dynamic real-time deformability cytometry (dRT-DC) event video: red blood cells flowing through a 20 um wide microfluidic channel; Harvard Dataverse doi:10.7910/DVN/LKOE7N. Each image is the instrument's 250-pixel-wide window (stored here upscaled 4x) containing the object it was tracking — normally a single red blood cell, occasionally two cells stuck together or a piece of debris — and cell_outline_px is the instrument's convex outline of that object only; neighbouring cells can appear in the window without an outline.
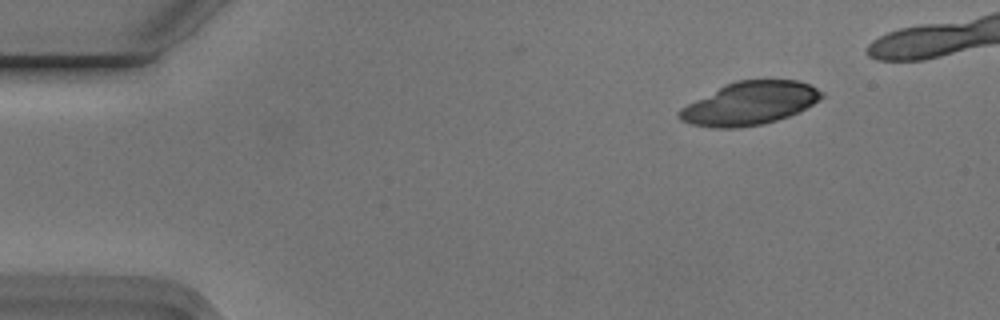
{"species": "Egyptian fruit bat (a non-hibernating species)", "species_latin": "Rousettus aegyptiacus", "temperature_condition": "cold", "stored_images_in_passage": 7, "camera_frame_rate_fps": 3000, "um_per_image_px": 0.085, "animal": {"sex": "male"}, "frame": {"image": 1, "passage_image": 1, "time_ms": 0.0, "image_size_px": [1000, 320], "cell_outline_px": [[824, 96], [820, 100], [800, 112], [776, 120], [760, 124], [732, 128], [716, 128], [692, 124], [680, 120], [676, 116], [676, 112], [680, 108], [724, 84], [736, 80], [796, 80], [808, 84], [824, 92]], "centroid_in_image_um": [63.72, 8.78], "position_along_channel_um": 21.3, "area_um2": 35.72}}
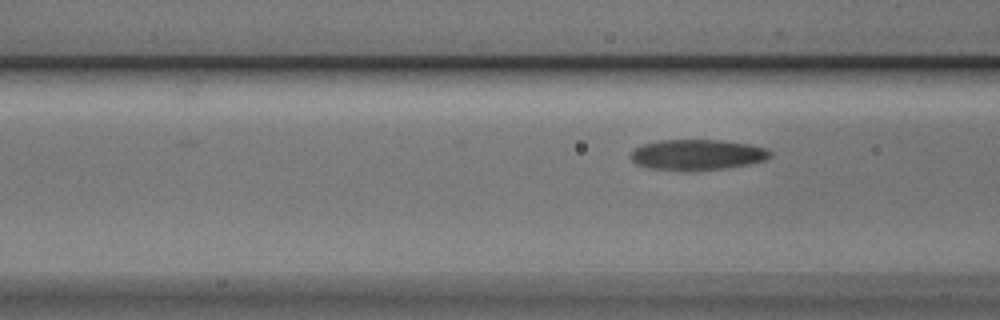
{"frame": {"image": 2, "passage_image": 7, "time_ms": 2.0, "image_size_px": [1000, 320], "cell_outline_px": [[772, 156], [764, 160], [752, 164], [724, 168], [652, 168], [636, 164], [632, 160], [632, 152], [636, 148], [644, 144], [660, 140], [720, 140], [748, 144], [764, 148], [772, 152]], "centroid_in_image_um": [59.33, 13.11], "position_along_channel_um": 107.3, "area_um2": 23.87}}